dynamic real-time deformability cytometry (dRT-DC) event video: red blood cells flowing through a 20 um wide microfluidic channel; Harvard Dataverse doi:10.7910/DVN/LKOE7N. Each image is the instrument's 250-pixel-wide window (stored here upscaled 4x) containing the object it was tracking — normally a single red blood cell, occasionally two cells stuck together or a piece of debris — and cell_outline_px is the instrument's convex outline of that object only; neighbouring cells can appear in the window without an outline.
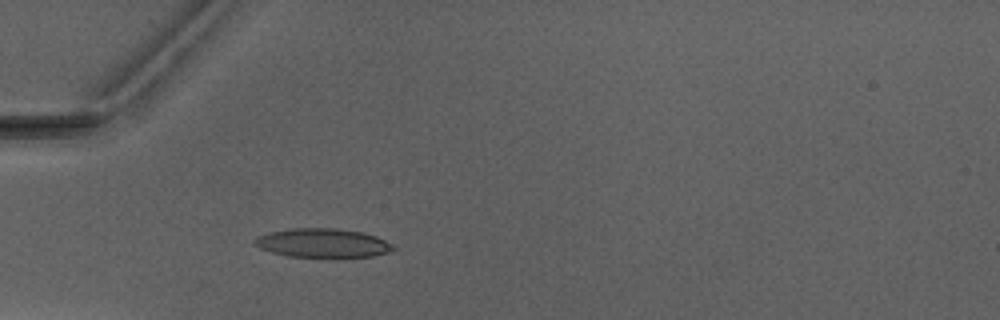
{"species": "Egyptian fruit bat (a non-hibernating species)", "species_latin": "Rousettus aegyptiacus", "temperature_condition": "warm", "stored_images_in_passage": 4, "camera_frame_rate_fps": 3000, "um_per_image_px": 0.085, "animal": {"sex": "male"}, "frame": {"image": 1, "passage_image": 4, "time_ms": 3.333, "image_size_px": [1000, 320], "cell_outline_px": [[396, 248], [388, 252], [372, 256], [288, 256], [272, 252], [260, 248], [252, 244], [252, 240], [256, 236], [268, 232], [288, 228], [336, 228], [360, 232], [376, 236], [392, 244]], "centroid_in_image_um": [27.35, 20.63], "position_along_channel_um": 57.6, "area_um2": 23.18}}